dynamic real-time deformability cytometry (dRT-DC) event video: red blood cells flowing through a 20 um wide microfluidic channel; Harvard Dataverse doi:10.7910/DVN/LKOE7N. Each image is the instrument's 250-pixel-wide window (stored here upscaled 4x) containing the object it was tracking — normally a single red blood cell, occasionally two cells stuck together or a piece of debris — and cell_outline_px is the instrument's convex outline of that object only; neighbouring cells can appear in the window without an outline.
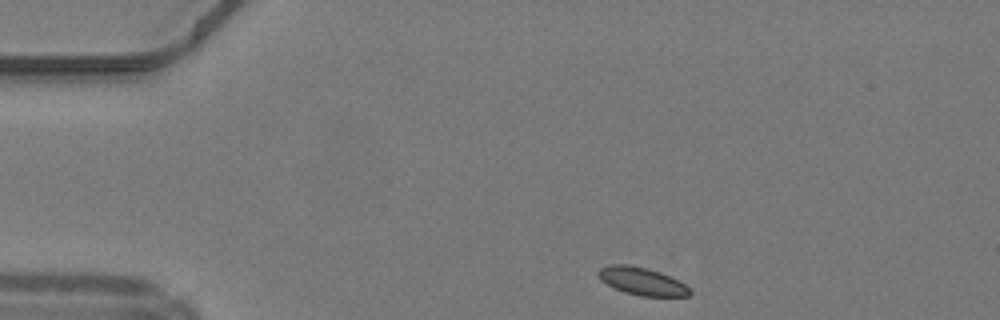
{"species": "common noctule bat (a hibernating species)", "species_latin": "Nyctalus noctula", "temperature_condition": "warm", "stored_images_in_passage": 41, "camera_frame_rate_fps": 3000, "um_per_image_px": 0.085, "animal": {"sex": "male", "body_mass_g": 19.2, "forearm_length_mm": 51.8}, "frame": {"image": 1, "passage_image": 1, "time_ms": 0.0, "image_size_px": [1000, 320], "cell_outline_px": [[692, 292], [688, 296], [640, 296], [624, 292], [600, 280], [596, 272], [600, 268], [612, 264], [628, 264], [648, 268], [660, 272], [684, 284]], "centroid_in_image_um": [54.53, 23.89], "position_along_channel_um": 30.5, "area_um2": 14.62}}
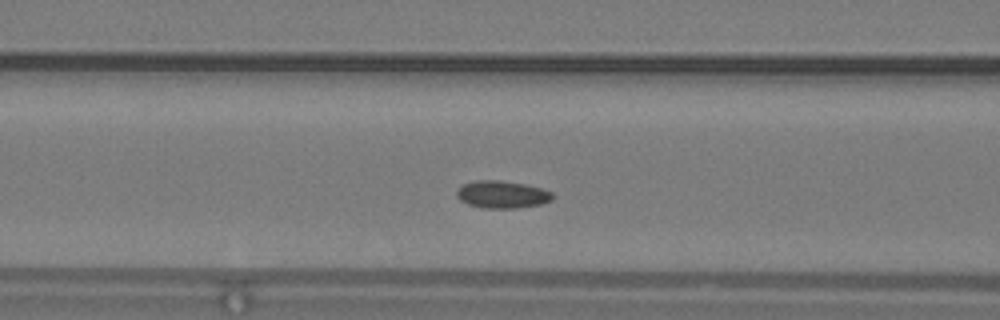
{"frame": {"image": 2, "passage_image": 12, "time_ms": 3.667, "image_size_px": [1000, 320], "cell_outline_px": [[552, 200], [540, 204], [516, 208], [484, 208], [468, 204], [460, 200], [456, 196], [456, 192], [464, 184], [476, 180], [500, 180], [528, 184], [552, 192]], "centroid_in_image_um": [42.68, 16.52], "position_along_channel_um": 123.9, "area_um2": 15.26}}
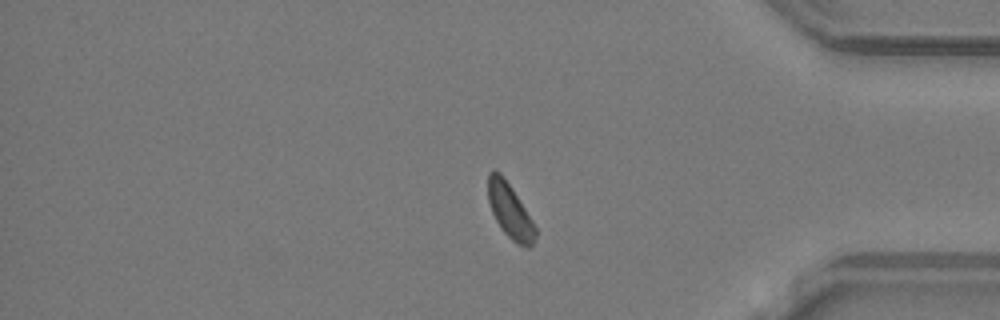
{"frame": {"image": 3, "passage_image": 33, "time_ms": 10.667, "image_size_px": [1000, 320], "cell_outline_px": [[536, 236], [532, 244], [528, 248], [516, 244], [504, 232], [496, 220], [492, 212], [488, 200], [488, 172], [500, 172], [504, 176], [512, 188], [532, 220], [536, 228]], "centroid_in_image_um": [43.35, 17.94], "position_along_channel_um": 391.9, "area_um2": 14.85}}